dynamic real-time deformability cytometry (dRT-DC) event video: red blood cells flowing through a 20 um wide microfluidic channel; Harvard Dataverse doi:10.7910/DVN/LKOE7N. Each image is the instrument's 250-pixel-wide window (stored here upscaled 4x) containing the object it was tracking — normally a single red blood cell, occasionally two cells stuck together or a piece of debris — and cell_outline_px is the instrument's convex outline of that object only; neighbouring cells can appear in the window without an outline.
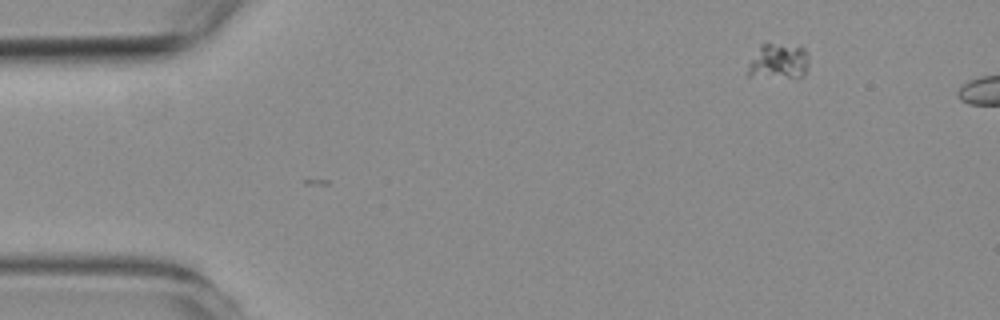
{"species": "common noctule bat (a hibernating species)", "species_latin": "Nyctalus noctula", "temperature_condition": "room temperature", "stored_images_in_passage": 3, "camera_frame_rate_fps": 3000, "um_per_image_px": 0.085, "animal": {"sex": "female", "body_mass_g": 19.3, "forearm_length_mm": 54.1}, "frame": {"image": 1, "passage_image": 1, "time_ms": 0.0, "image_size_px": [1000, 320], "cell_outline_px": [[808, 68], [804, 76], [748, 76], [748, 64], [760, 44], [764, 40], [804, 48], [808, 56]], "centroid_in_image_um": [66.16, 5.15], "position_along_channel_um": 18.8, "area_um2": 12.72}}